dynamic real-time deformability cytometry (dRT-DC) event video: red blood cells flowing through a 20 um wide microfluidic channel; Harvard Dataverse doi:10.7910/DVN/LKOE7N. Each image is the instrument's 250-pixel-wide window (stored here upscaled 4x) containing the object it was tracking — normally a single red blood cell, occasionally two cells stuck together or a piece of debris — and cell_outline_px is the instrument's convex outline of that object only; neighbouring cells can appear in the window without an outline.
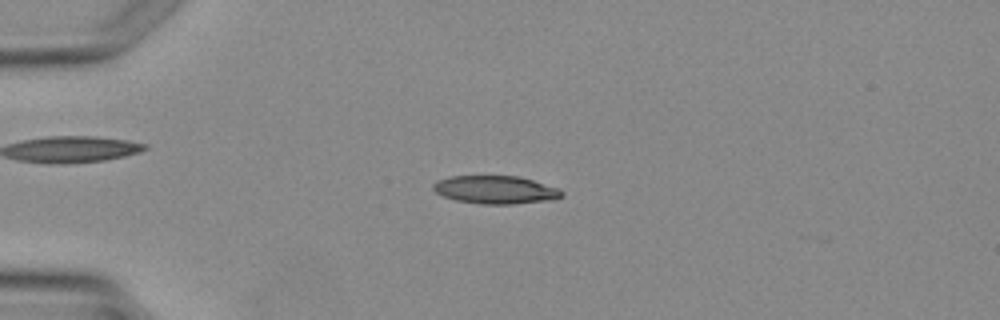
{"species": "Egyptian fruit bat (a non-hibernating species)", "species_latin": "Rousettus aegyptiacus", "temperature_condition": "warm", "stored_images_in_passage": 2, "camera_frame_rate_fps": 3000, "um_per_image_px": 0.085, "animal": {"sex": "female"}, "frame": {"image": 1, "passage_image": 1, "time_ms": 0.0, "image_size_px": [1000, 320], "cell_outline_px": [[564, 196], [552, 200], [516, 204], [484, 204], [456, 200], [444, 196], [436, 192], [432, 188], [432, 184], [436, 180], [448, 176], [520, 176], [560, 188], [564, 192]], "centroid_in_image_um": [42.15, 16.12], "position_along_channel_um": 42.8, "area_um2": 21.27}}